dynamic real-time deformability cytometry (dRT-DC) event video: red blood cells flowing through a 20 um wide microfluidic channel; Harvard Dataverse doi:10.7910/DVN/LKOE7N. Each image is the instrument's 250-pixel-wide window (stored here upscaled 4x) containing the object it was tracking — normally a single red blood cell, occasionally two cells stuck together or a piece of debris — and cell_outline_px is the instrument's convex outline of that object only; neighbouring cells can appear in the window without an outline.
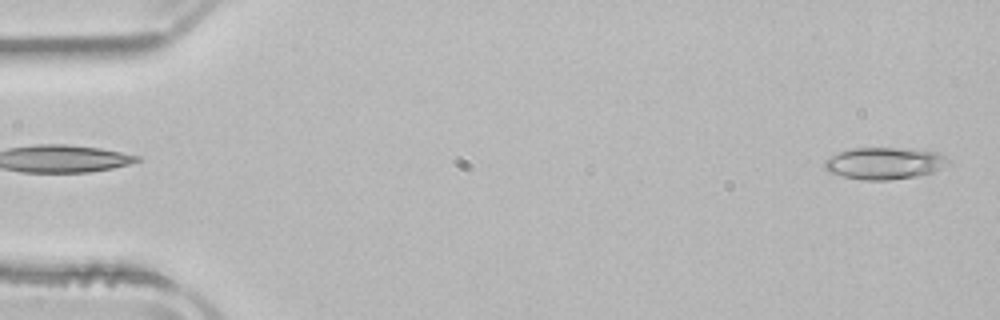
{"species": "common noctule bat (a hibernating species)", "species_latin": "Nyctalus noctula", "temperature_condition": "room temperature", "stored_images_in_passage": 51, "camera_frame_rate_fps": 3000, "um_per_image_px": 0.085, "animal": {"sex": "male", "body_mass_g": 21.5, "forearm_length_mm": 52.0}, "frame": {"image": 1, "passage_image": 1, "time_ms": 0.0, "image_size_px": [1000, 320], "cell_outline_px": [[948, 160], [940, 168], [932, 172], [916, 176], [888, 180], [860, 180], [828, 172], [824, 168], [824, 160], [840, 152], [852, 148], [900, 148], [936, 152], [944, 156]], "centroid_in_image_um": [75.1, 13.88], "position_along_channel_um": 9.9, "area_um2": 22.6}}
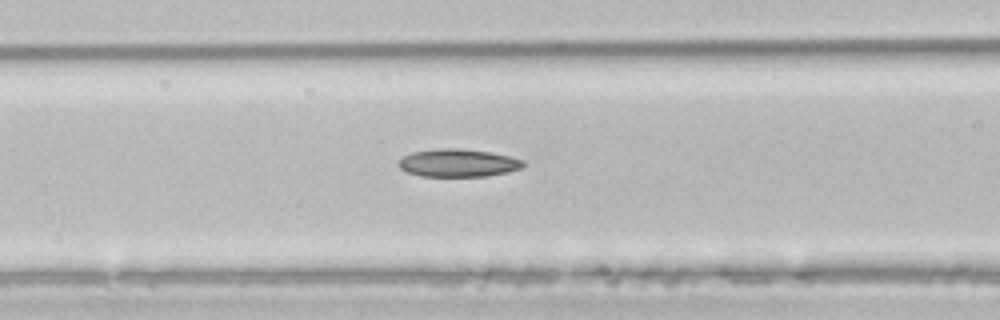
{"frame": {"image": 2, "passage_image": 20, "time_ms": 6.333, "image_size_px": [1000, 320], "cell_outline_px": [[528, 164], [524, 168], [508, 172], [488, 176], [420, 176], [408, 172], [400, 168], [396, 164], [404, 156], [412, 152], [436, 148], [460, 148], [492, 152], [524, 160]], "centroid_in_image_um": [38.99, 13.84], "position_along_channel_um": 127.6, "area_um2": 20.52}}
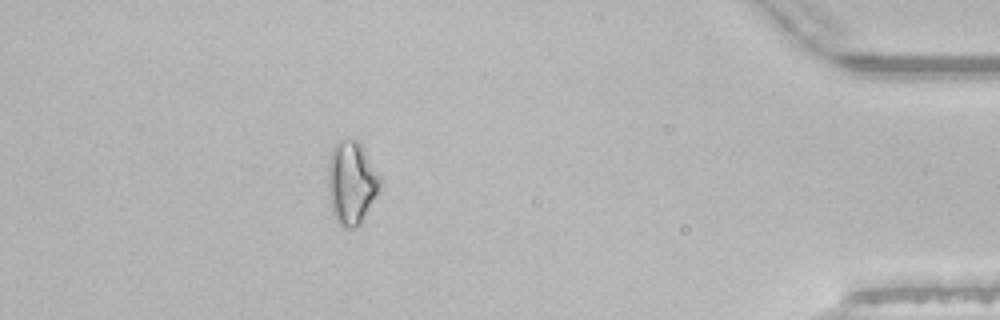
{"frame": {"image": 3, "passage_image": 45, "time_ms": 14.667, "image_size_px": [1000, 320], "cell_outline_px": [[380, 184], [360, 224], [352, 228], [344, 228], [336, 220], [332, 212], [328, 192], [328, 160], [332, 148], [340, 140], [356, 140], [360, 144], [380, 176]], "centroid_in_image_um": [29.82, 15.53], "position_along_channel_um": 405.4, "area_um2": 24.57}, "authors_computed_cell_mechanics": {"area_um2": 21.0392, "velocity_mm_per_s": 3.9323, "shape_relaxation_time_tau1_ms": 6.6989, "shape_relaxation_time_tau2_ms": 4.9001, "deformation_change_tau1": 0.1384, "deformation_change_tau2": 0.121}}